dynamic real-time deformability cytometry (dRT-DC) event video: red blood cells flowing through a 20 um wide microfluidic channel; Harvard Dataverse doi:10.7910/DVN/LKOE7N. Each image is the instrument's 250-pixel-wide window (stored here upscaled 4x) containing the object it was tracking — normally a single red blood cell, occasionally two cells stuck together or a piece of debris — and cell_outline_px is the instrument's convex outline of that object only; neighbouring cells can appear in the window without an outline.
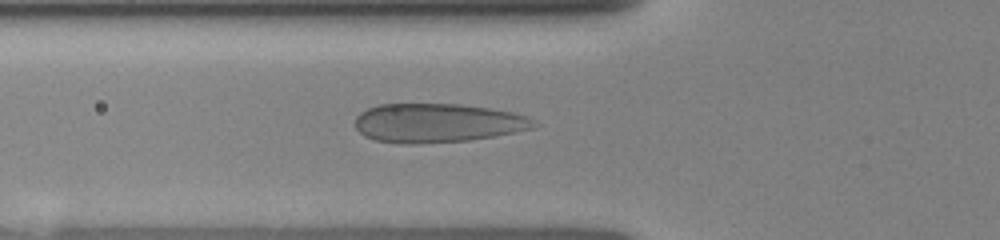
{"species": "human", "species_latin": "Homo sapiens", "temperature_condition": "room temperature", "stored_images_in_passage": 30, "camera_frame_rate_fps": 3000, "um_per_image_px": 0.085, "donor": {"sex": "female"}, "frame": {"image": 1, "passage_image": 14, "time_ms": 5.0, "image_size_px": [1000, 240], "cell_outline_px": [[540, 124], [532, 128], [496, 136], [468, 140], [420, 144], [404, 144], [376, 140], [364, 136], [356, 128], [356, 116], [360, 112], [368, 108], [380, 104], [460, 104], [488, 108], [512, 112], [528, 116], [536, 120]], "centroid_in_image_um": [37.2, 10.45], "position_along_channel_um": 88.6, "area_um2": 40.75}}
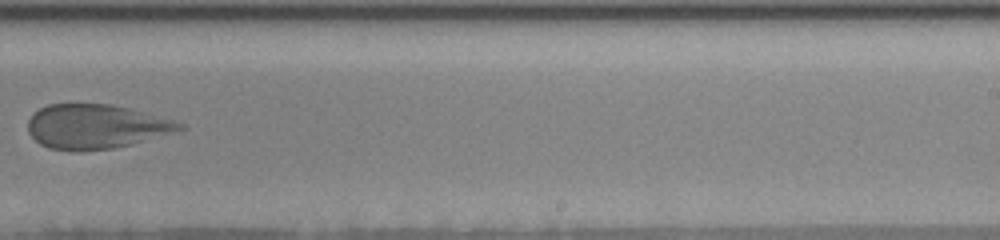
{"frame": {"image": 2, "passage_image": 21, "time_ms": 9.667, "image_size_px": [1000, 240], "cell_outline_px": [[188, 128], [132, 144], [112, 148], [48, 148], [40, 144], [28, 132], [28, 120], [32, 112], [48, 104], [112, 104], [176, 120], [184, 124]], "centroid_in_image_um": [8.18, 10.71], "position_along_channel_um": 280.8, "area_um2": 38.55}}
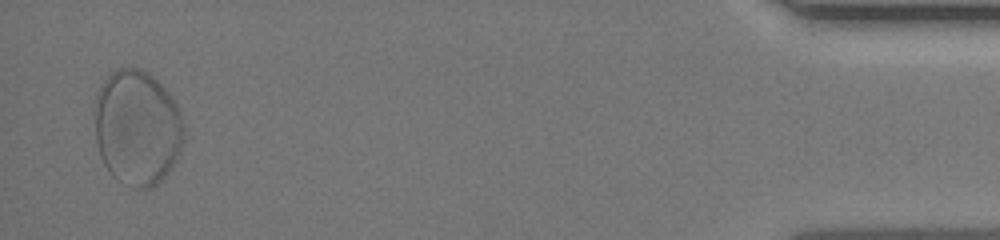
{"frame": {"image": 3, "passage_image": 30, "time_ms": 15.0, "image_size_px": [1000, 240], "cell_outline_px": [[184, 140], [180, 152], [176, 160], [168, 172], [152, 188], [136, 188], [112, 176], [104, 164], [100, 156], [96, 140], [92, 112], [92, 104], [96, 92], [100, 84], [116, 68], [140, 68], [148, 72], [172, 96], [184, 120]], "centroid_in_image_um": [11.63, 10.82], "position_along_channel_um": 423.6, "area_um2": 60.86}}